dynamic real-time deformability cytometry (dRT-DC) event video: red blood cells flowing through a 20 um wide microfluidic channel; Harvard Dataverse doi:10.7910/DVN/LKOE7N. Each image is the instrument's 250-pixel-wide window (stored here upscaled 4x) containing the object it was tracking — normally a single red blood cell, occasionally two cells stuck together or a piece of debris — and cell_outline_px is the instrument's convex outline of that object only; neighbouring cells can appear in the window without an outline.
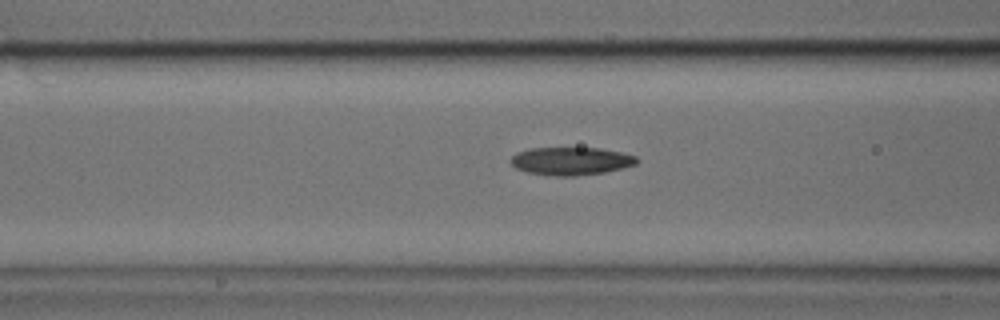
{"species": "common noctule bat (a hibernating species)", "species_latin": "Nyctalus noctula", "temperature_condition": "cold", "stored_images_in_passage": 31, "camera_frame_rate_fps": 3000, "um_per_image_px": 0.085, "animal": {"sex": "male", "body_mass_g": 17.9, "forearm_length_mm": 54.2}, "frame": {"image": 1, "passage_image": 4, "time_ms": 1.0, "image_size_px": [1000, 320], "cell_outline_px": [[640, 160], [636, 164], [604, 172], [576, 176], [556, 176], [528, 172], [516, 168], [508, 160], [516, 152], [528, 148], [600, 148], [620, 152], [636, 156]], "centroid_in_image_um": [48.51, 13.68], "position_along_channel_um": 118.1, "area_um2": 20.52}}
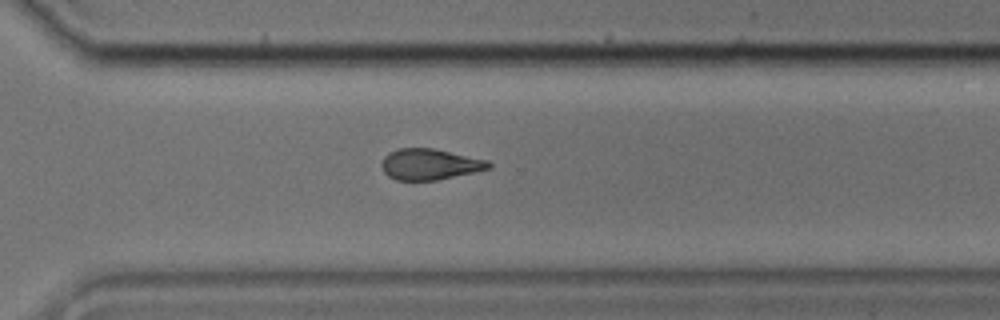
{"frame": {"image": 2, "passage_image": 20, "time_ms": 6.333, "image_size_px": [1000, 320], "cell_outline_px": [[492, 164], [488, 168], [472, 172], [436, 180], [396, 180], [388, 176], [384, 172], [380, 164], [384, 156], [388, 152], [400, 148], [432, 148], [488, 160]], "centroid_in_image_um": [36.47, 13.96], "position_along_channel_um": 334.1, "area_um2": 19.13}}
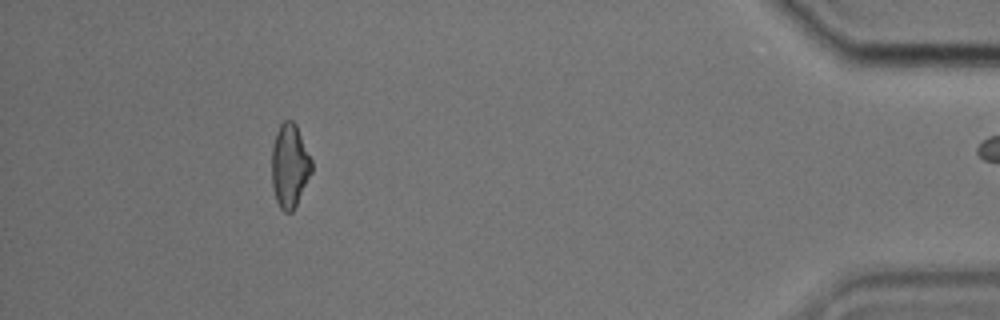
{"frame": {"image": 3, "passage_image": 30, "time_ms": 9.667, "image_size_px": [1000, 320], "cell_outline_px": [[312, 172], [292, 212], [284, 212], [280, 208], [276, 200], [272, 188], [272, 148], [276, 132], [280, 124], [284, 120], [292, 120], [296, 124], [312, 160]], "centroid_in_image_um": [24.61, 14.08], "position_along_channel_um": 410.6, "area_um2": 19.42}}